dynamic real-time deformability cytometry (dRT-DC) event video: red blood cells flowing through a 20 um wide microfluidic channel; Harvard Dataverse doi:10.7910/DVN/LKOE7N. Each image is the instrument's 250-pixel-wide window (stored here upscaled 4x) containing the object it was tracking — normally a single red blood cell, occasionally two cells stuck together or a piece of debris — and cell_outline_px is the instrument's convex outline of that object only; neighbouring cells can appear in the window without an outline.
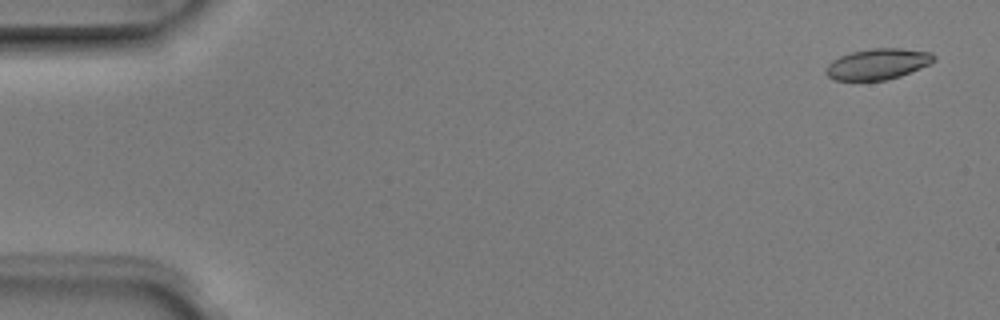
{"species": "Egyptian fruit bat (a non-hibernating species)", "species_latin": "Rousettus aegyptiacus", "temperature_condition": "room temperature", "stored_images_in_passage": 8, "camera_frame_rate_fps": 3000, "um_per_image_px": 0.085, "animal": {"sex": "male"}, "frame": {"image": 1, "passage_image": 1, "time_ms": 0.0, "image_size_px": [1000, 320], "cell_outline_px": [[936, 60], [920, 68], [900, 76], [884, 80], [832, 80], [824, 72], [828, 64], [832, 60], [840, 56], [852, 52], [872, 48], [900, 48], [932, 52], [936, 56]], "centroid_in_image_um": [74.6, 5.43], "position_along_channel_um": 10.4, "area_um2": 19.42}}
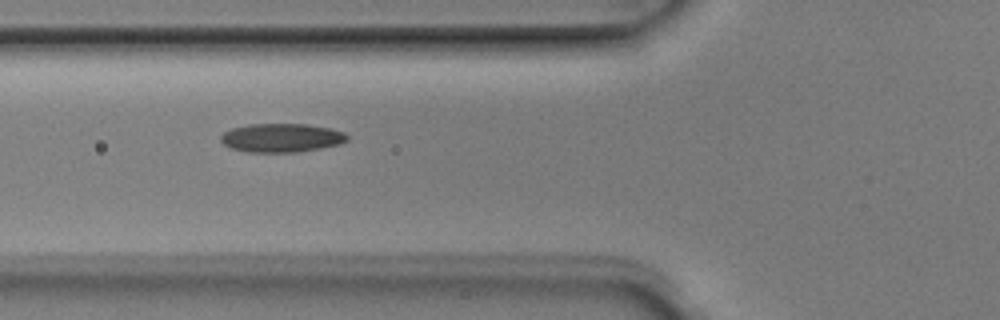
{"frame": {"image": 2, "passage_image": 5, "time_ms": 1.333, "image_size_px": [1000, 320], "cell_outline_px": [[348, 140], [340, 144], [300, 152], [248, 152], [232, 148], [224, 144], [220, 140], [220, 136], [224, 132], [232, 128], [248, 124], [308, 124], [332, 128], [344, 132], [348, 136]], "centroid_in_image_um": [23.95, 11.71], "position_along_channel_um": 101.9, "area_um2": 21.27}}
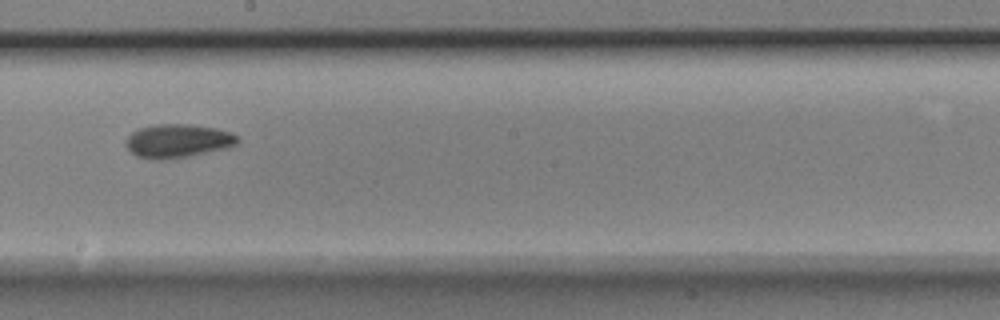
{"frame": {"image": 3, "passage_image": 8, "time_ms": 2.333, "image_size_px": [1000, 320], "cell_outline_px": [[240, 140], [236, 144], [228, 148], [188, 156], [164, 160], [152, 160], [136, 156], [124, 144], [124, 140], [132, 132], [140, 128], [156, 124], [188, 124], [216, 128], [232, 132], [240, 136]], "centroid_in_image_um": [15.12, 11.98], "position_along_channel_um": 233.1, "area_um2": 22.14}}